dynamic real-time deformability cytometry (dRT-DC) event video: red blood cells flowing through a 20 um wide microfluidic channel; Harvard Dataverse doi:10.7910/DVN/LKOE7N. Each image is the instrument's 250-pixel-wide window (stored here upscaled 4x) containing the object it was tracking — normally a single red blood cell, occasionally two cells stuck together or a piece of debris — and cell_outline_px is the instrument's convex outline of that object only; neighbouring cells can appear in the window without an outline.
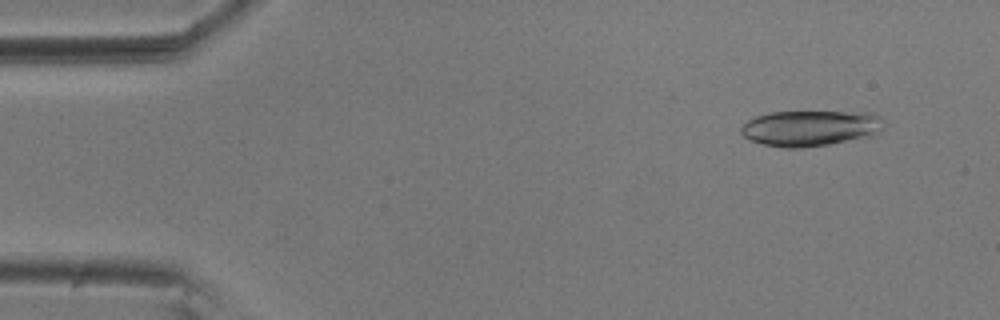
{"species": "common noctule bat (a hibernating species)", "species_latin": "Nyctalus noctula", "temperature_condition": "room temperature", "stored_images_in_passage": 50, "camera_frame_rate_fps": 3000, "um_per_image_px": 0.085, "animal": {"sex": "male", "body_mass_g": 20.5, "forearm_length_mm": 52.5}, "frame": {"image": 1, "passage_image": 5, "time_ms": 1.333, "image_size_px": [1000, 320], "cell_outline_px": [[884, 128], [880, 132], [828, 144], [800, 148], [784, 148], [764, 144], [748, 140], [740, 132], [740, 128], [748, 120], [756, 116], [772, 112], [872, 112], [880, 116]], "centroid_in_image_um": [68.83, 10.88], "position_along_channel_um": 16.2, "area_um2": 29.42}}
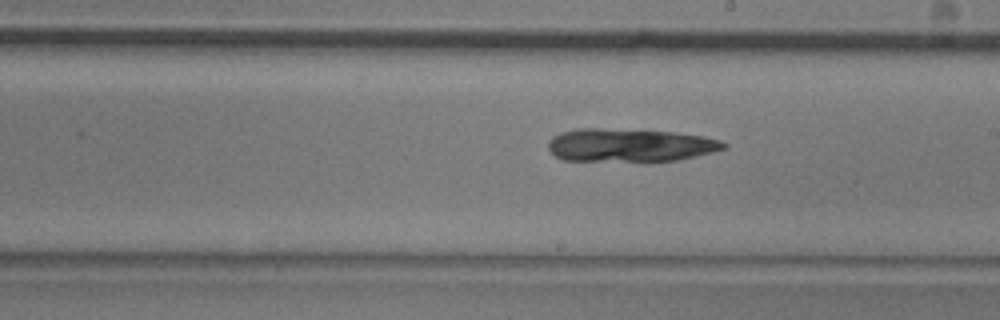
{"frame": {"image": 2, "passage_image": 31, "time_ms": 10.0, "image_size_px": [1000, 320], "cell_outline_px": [[728, 148], [712, 152], [676, 160], [564, 160], [556, 156], [548, 148], [548, 144], [552, 136], [560, 132], [576, 128], [600, 128], [676, 132], [704, 136], [720, 140], [728, 144]], "centroid_in_image_um": [53.55, 12.31], "position_along_channel_um": 235.5, "area_um2": 33.64}}
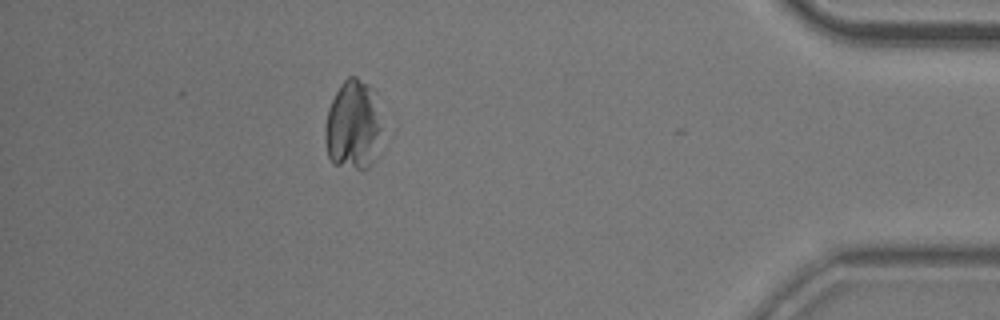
{"frame": {"image": 3, "passage_image": 49, "time_ms": 16.0, "image_size_px": [1000, 320], "cell_outline_px": [[380, 152], [376, 160], [368, 168], [360, 172], [332, 164], [328, 156], [324, 140], [324, 128], [328, 108], [340, 84], [348, 76], [356, 76], [368, 84], [380, 128]], "centroid_in_image_um": [29.96, 10.77], "position_along_channel_um": 405.2, "area_um2": 29.82}}